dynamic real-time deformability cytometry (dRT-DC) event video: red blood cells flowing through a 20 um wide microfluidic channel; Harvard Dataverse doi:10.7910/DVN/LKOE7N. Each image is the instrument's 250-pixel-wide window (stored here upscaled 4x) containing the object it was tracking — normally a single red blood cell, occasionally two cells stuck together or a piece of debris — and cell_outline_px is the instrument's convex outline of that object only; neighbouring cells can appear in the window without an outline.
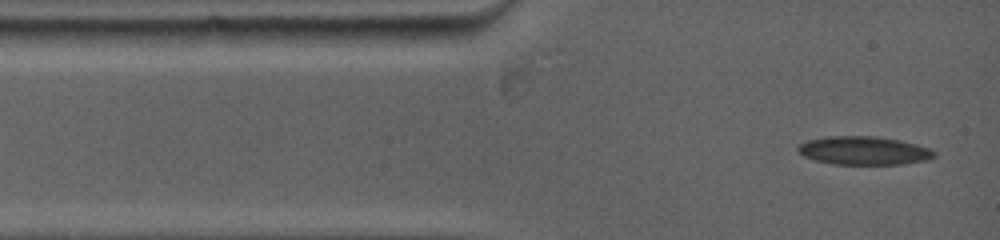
{"species": "common noctule bat (a hibernating species)", "species_latin": "Nyctalus noctula", "temperature_condition": "warm", "stored_images_in_passage": 17, "camera_frame_rate_fps": 5000, "um_per_image_px": 0.085, "animal": {"sex": "female", "body_mass_g": 19.0, "forearm_length_mm": 53.3}, "frame": {"image": 1, "passage_image": 1, "time_ms": 0.0, "image_size_px": [1000, 240], "cell_outline_px": [[936, 156], [928, 160], [904, 164], [832, 164], [816, 160], [804, 156], [796, 148], [800, 144], [808, 140], [828, 136], [876, 136], [900, 140], [916, 144], [928, 148], [936, 152]], "centroid_in_image_um": [73.46, 12.8], "position_along_channel_um": 11.5, "area_um2": 22.54}}
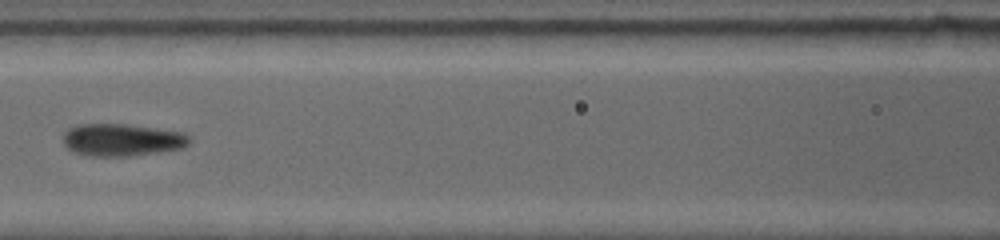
{"frame": {"image": 2, "passage_image": 10, "time_ms": 4.6, "image_size_px": [1000, 240], "cell_outline_px": [[192, 140], [188, 144], [180, 148], [156, 152], [128, 156], [92, 156], [72, 152], [64, 144], [64, 132], [68, 128], [76, 124], [128, 124], [184, 132], [192, 136]], "centroid_in_image_um": [10.37, 11.87], "position_along_channel_um": 156.2, "area_um2": 23.93}}
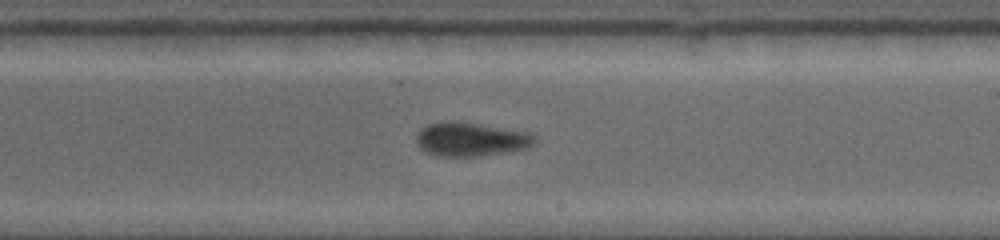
{"frame": {"image": 3, "passage_image": 16, "time_ms": 7.0, "image_size_px": [1000, 240], "cell_outline_px": [[536, 140], [528, 148], [504, 152], [476, 156], [436, 156], [424, 152], [416, 144], [416, 136], [428, 124], [476, 124], [528, 132], [536, 136]], "centroid_in_image_um": [40.04, 11.89], "position_along_channel_um": 249.0, "area_um2": 22.37}}